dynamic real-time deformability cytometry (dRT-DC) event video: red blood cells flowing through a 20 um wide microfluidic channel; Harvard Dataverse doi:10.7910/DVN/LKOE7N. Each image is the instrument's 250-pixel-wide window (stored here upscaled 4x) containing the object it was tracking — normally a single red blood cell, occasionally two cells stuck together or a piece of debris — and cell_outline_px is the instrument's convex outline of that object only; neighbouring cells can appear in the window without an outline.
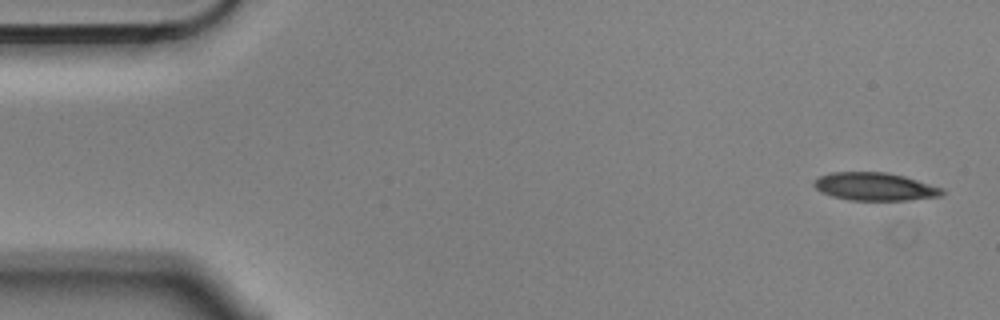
{"species": "Egyptian fruit bat (a non-hibernating species)", "species_latin": "Rousettus aegyptiacus", "temperature_condition": "cold", "stored_images_in_passage": 6, "camera_frame_rate_fps": 3000, "um_per_image_px": 0.085, "animal": {"sex": "male"}, "frame": {"image": 1, "passage_image": 1, "time_ms": 0.0, "image_size_px": [1000, 320], "cell_outline_px": [[944, 192], [940, 196], [908, 200], [848, 200], [832, 196], [816, 188], [812, 184], [812, 180], [820, 176], [832, 172], [888, 172], [904, 176], [944, 188]], "centroid_in_image_um": [74.36, 15.85], "position_along_channel_um": 10.6, "area_um2": 20.87}}
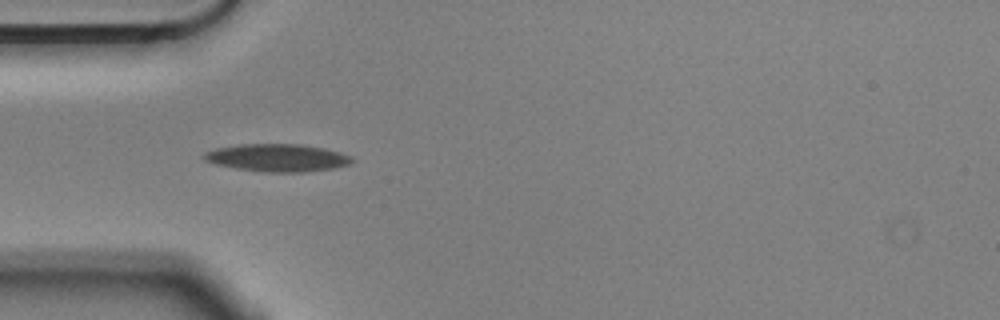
{"frame": {"image": 2, "passage_image": 5, "time_ms": 1.333, "image_size_px": [1000, 320], "cell_outline_px": [[356, 160], [348, 164], [332, 168], [304, 172], [268, 172], [236, 168], [216, 164], [204, 160], [204, 152], [216, 148], [240, 144], [300, 144], [324, 148], [340, 152], [352, 156]], "centroid_in_image_um": [23.59, 13.4], "position_along_channel_um": 61.4, "area_um2": 23.7}}
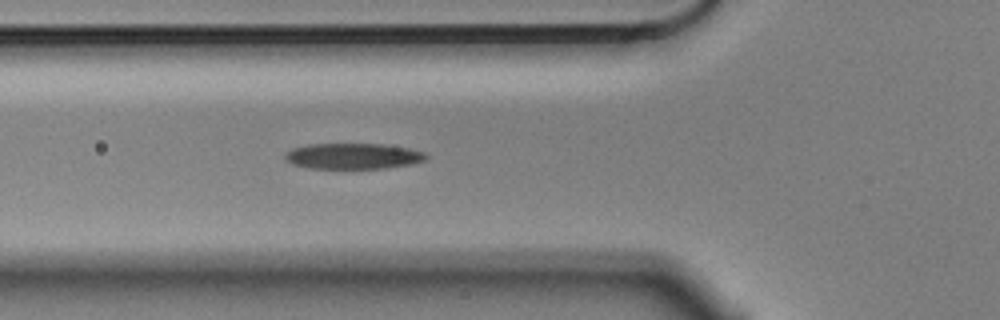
{"frame": {"image": 3, "passage_image": 6, "time_ms": 1.667, "image_size_px": [1000, 320], "cell_outline_px": [[428, 156], [424, 160], [412, 164], [384, 168], [308, 168], [292, 164], [284, 160], [284, 156], [292, 148], [308, 144], [384, 144], [408, 148], [424, 152]], "centroid_in_image_um": [29.99, 13.27], "position_along_channel_um": 95.8, "area_um2": 21.15}}